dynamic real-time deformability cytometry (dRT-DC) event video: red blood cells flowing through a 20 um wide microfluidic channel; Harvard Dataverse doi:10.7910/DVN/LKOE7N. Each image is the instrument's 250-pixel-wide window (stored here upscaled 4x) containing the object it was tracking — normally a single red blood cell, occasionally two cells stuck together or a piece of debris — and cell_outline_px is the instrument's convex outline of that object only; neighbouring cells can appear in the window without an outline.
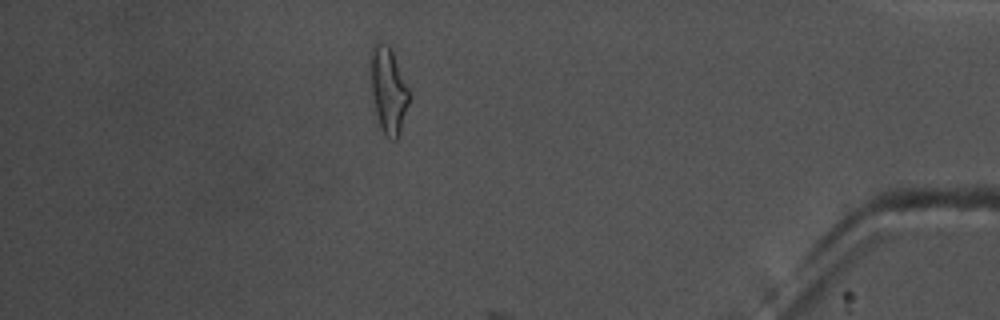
{"species": "common noctule bat (a hibernating species)", "species_latin": "Nyctalus noctula", "temperature_condition": "warm", "stored_images_in_passage": 55, "camera_frame_rate_fps": 3000, "um_per_image_px": 0.085, "animal": {"sex": "male", "body_mass_g": 17.5, "forearm_length_mm": 52.3}, "frame": {"image": 1, "passage_image": 48, "time_ms": 15.667, "image_size_px": [1000, 320], "cell_outline_px": [[412, 96], [400, 136], [396, 140], [392, 140], [384, 136], [380, 128], [376, 116], [372, 96], [368, 68], [368, 52], [372, 44], [388, 44], [412, 92]], "centroid_in_image_um": [33.01, 7.7], "position_along_channel_um": 402.2, "area_um2": 20.58}, "authors_computed_cell_mechanics": {"area_um2": 17.051, "velocity_mm_per_s": 3.6482, "shape_relaxation_time_tau1_ms": null, "shape_relaxation_time_tau2_ms": 3.857, "deformation_change_tau1": null, "deformation_change_tau2": 0.1412}}